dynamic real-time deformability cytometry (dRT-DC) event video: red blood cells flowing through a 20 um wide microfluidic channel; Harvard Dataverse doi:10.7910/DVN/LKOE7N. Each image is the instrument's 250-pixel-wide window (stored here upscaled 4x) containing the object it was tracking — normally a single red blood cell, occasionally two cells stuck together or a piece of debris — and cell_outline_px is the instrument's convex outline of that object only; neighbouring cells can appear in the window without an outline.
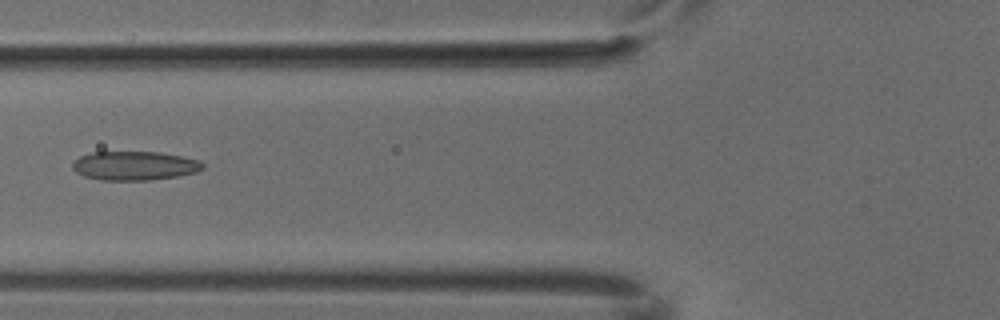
{"species": "common noctule bat (a hibernating species)", "species_latin": "Nyctalus noctula", "temperature_condition": "cold", "stored_images_in_passage": 4, "camera_frame_rate_fps": 3000, "um_per_image_px": 0.085, "animal": {"sex": "male", "body_mass_g": 18.8}, "frame": {"image": 1, "passage_image": 4, "time_ms": 1.0, "image_size_px": [1000, 320], "cell_outline_px": [[204, 168], [196, 172], [176, 176], [152, 180], [100, 180], [84, 176], [76, 172], [72, 168], [72, 164], [80, 156], [92, 152], [160, 152], [200, 160], [204, 164]], "centroid_in_image_um": [11.44, 14.09], "position_along_channel_um": 114.4, "area_um2": 21.96}}